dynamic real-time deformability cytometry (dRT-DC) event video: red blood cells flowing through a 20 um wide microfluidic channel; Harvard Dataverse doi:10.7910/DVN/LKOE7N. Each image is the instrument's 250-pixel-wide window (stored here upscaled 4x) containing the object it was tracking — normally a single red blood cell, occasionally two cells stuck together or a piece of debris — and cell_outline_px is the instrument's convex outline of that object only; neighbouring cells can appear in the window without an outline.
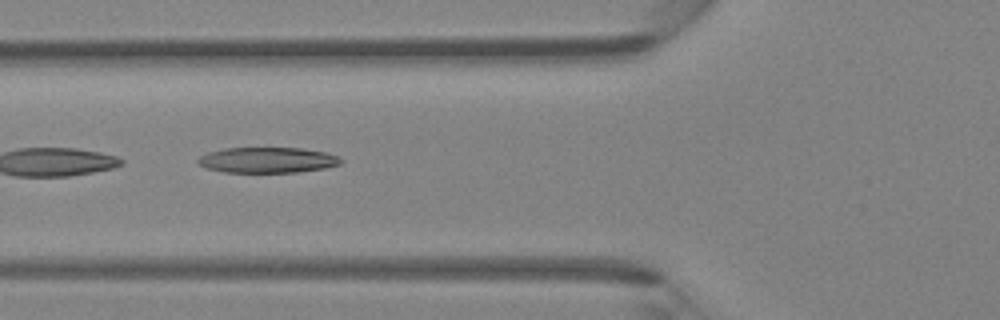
{"species": "Egyptian fruit bat (a non-hibernating species)", "species_latin": "Rousettus aegyptiacus", "temperature_condition": "room temperature", "stored_images_in_passage": 5, "camera_frame_rate_fps": 3000, "um_per_image_px": 0.085, "animal": {"sex": "female"}, "frame": {"image": 1, "passage_image": 5, "time_ms": 1.333, "image_size_px": [1000, 320], "cell_outline_px": [[344, 160], [340, 164], [324, 168], [296, 172], [224, 172], [204, 168], [196, 164], [196, 160], [200, 156], [208, 152], [224, 148], [300, 148], [328, 152]], "centroid_in_image_um": [22.69, 13.6], "position_along_channel_um": 103.1, "area_um2": 21.44}}